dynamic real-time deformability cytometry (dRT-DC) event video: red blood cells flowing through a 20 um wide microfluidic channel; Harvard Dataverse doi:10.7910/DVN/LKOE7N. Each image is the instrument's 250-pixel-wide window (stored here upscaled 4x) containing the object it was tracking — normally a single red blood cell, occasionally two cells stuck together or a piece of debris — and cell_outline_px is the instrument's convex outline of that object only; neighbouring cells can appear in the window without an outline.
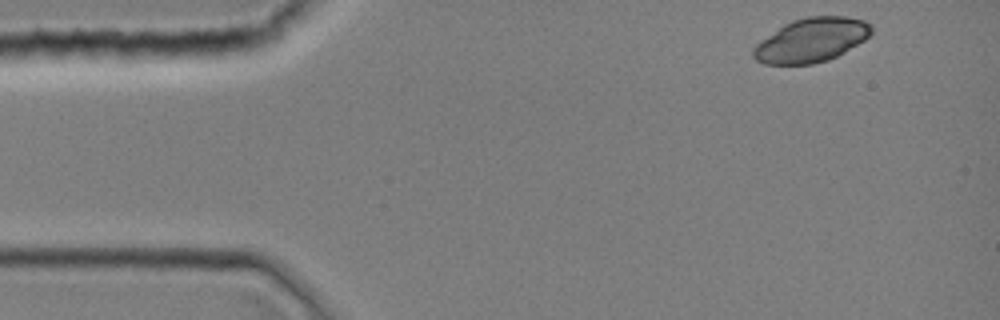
{"species": "common noctule bat (a hibernating species)", "species_latin": "Nyctalus noctula", "temperature_condition": "room temperature", "stored_images_in_passage": 36, "camera_frame_rate_fps": 3000, "um_per_image_px": 0.085, "animal": {"sex": "female", "body_mass_g": 19.0, "forearm_length_mm": 51.5}, "frame": {"image": 1, "passage_image": 1, "time_ms": 0.0, "image_size_px": [1000, 320], "cell_outline_px": [[872, 32], [864, 40], [836, 56], [828, 60], [812, 64], [764, 64], [756, 60], [752, 56], [752, 48], [760, 40], [784, 24], [792, 20], [808, 16], [844, 16], [864, 20], [872, 24]], "centroid_in_image_um": [68.94, 3.4], "position_along_channel_um": 16.1, "area_um2": 30.29}}
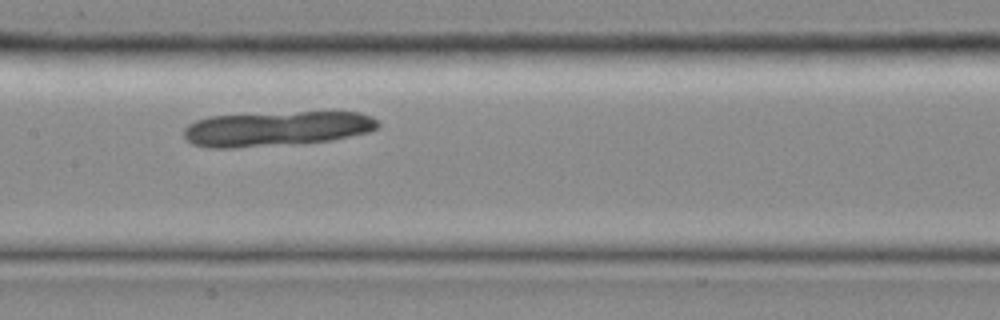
{"frame": {"image": 2, "passage_image": 17, "time_ms": 5.333, "image_size_px": [1000, 320], "cell_outline_px": [[380, 124], [376, 128], [368, 132], [332, 140], [296, 144], [236, 148], [208, 148], [192, 144], [184, 136], [184, 128], [188, 124], [196, 120], [208, 116], [300, 112], [360, 112], [372, 116]], "centroid_in_image_um": [23.48, 10.95], "position_along_channel_um": 183.9, "area_um2": 39.59}}
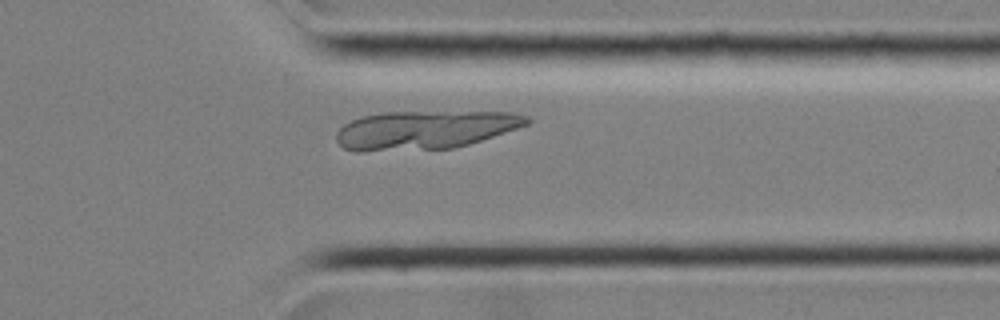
{"frame": {"image": 3, "passage_image": 29, "time_ms": 9.333, "image_size_px": [1000, 320], "cell_outline_px": [[532, 120], [528, 124], [468, 144], [452, 148], [364, 152], [352, 152], [344, 148], [336, 140], [336, 132], [344, 124], [352, 120], [364, 116], [384, 112], [512, 112], [528, 116]], "centroid_in_image_um": [36.06, 11.05], "position_along_channel_um": 375.3, "area_um2": 42.71}}